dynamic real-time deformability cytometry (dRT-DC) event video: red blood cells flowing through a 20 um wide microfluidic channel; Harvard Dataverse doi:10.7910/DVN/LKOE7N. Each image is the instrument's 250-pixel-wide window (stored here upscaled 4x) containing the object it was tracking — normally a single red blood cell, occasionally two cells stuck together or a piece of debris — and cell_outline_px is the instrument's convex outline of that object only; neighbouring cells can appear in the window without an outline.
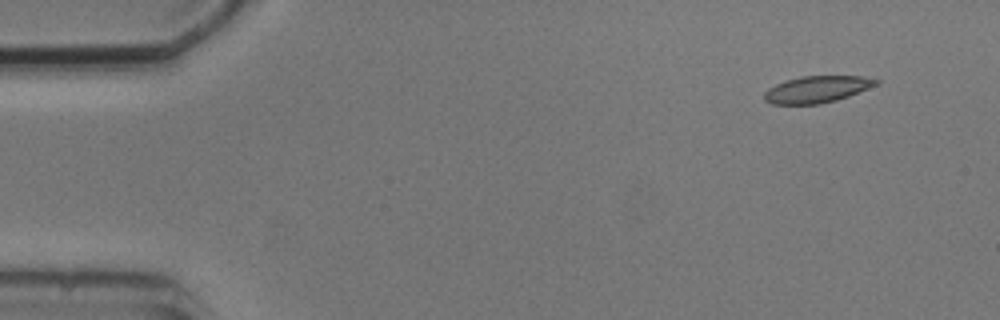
{"species": "common noctule bat (a hibernating species)", "species_latin": "Nyctalus noctula", "temperature_condition": "cold", "stored_images_in_passage": 6, "camera_frame_rate_fps": 3000, "um_per_image_px": 0.085, "animal": {"sex": "male", "body_mass_g": 20.5, "forearm_length_mm": 52.5}, "frame": {"image": 1, "passage_image": 2, "time_ms": 1.333, "image_size_px": [1000, 320], "cell_outline_px": [[880, 84], [848, 96], [836, 100], [820, 104], [772, 104], [764, 100], [764, 92], [768, 88], [776, 84], [800, 76], [860, 76], [880, 80]], "centroid_in_image_um": [69.45, 7.59], "position_along_channel_um": 15.6, "area_um2": 17.4}}
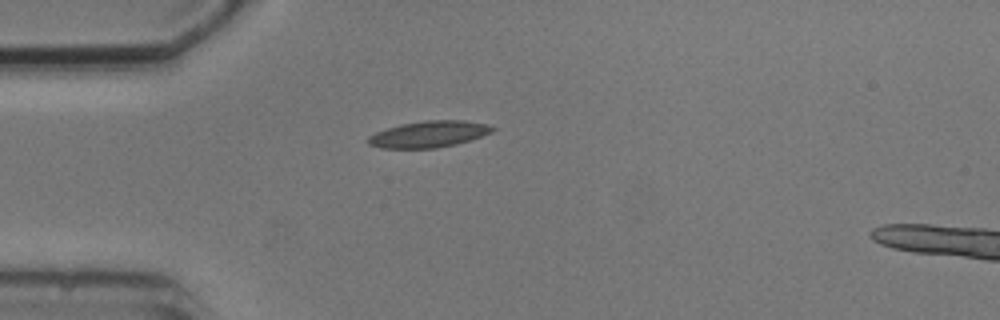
{"frame": {"image": 2, "passage_image": 5, "time_ms": 4.667, "image_size_px": [1000, 320], "cell_outline_px": [[496, 128], [492, 132], [456, 144], [436, 148], [380, 148], [368, 144], [368, 136], [376, 132], [400, 124], [424, 120], [464, 120], [488, 124]], "centroid_in_image_um": [36.44, 11.4], "position_along_channel_um": 48.6, "area_um2": 19.07}}